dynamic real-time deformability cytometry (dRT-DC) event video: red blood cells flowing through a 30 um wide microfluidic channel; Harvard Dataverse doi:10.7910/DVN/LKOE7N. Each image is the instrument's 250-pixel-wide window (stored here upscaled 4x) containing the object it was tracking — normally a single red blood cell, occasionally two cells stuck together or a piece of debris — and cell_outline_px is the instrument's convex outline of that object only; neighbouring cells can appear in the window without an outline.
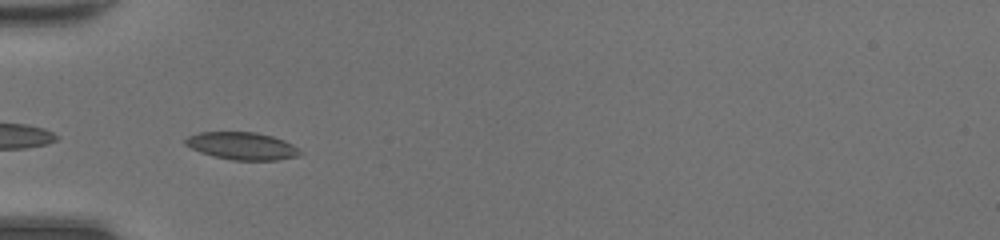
{"species": "common noctule bat (a hibernating species)", "species_latin": "Nyctalus noctula", "temperature_condition": "room temperature", "stored_images_in_passage": 29, "camera_frame_rate_fps": 3000, "um_per_image_px": 0.085, "animal": {"sex": "female", "body_mass_g": 20.0, "forearm_length_mm": 54.0}, "frame": {"image": 1, "passage_image": 5, "time_ms": 1.333, "image_size_px": [1000, 240], "cell_outline_px": [[304, 152], [300, 156], [276, 160], [232, 160], [200, 152], [184, 144], [184, 140], [188, 136], [200, 132], [256, 132], [272, 136], [284, 140], [292, 144]], "centroid_in_image_um": [20.61, 12.4], "position_along_channel_um": 64.4, "area_um2": 18.38}}
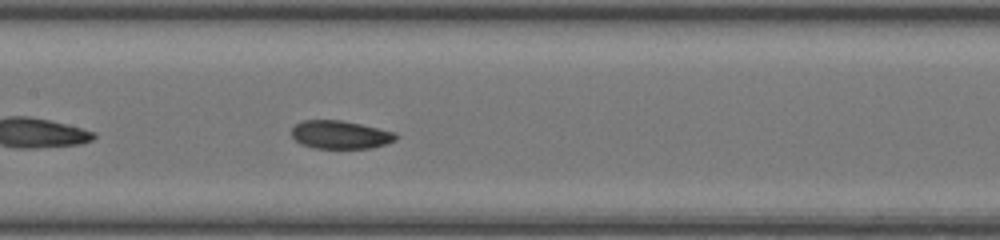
{"frame": {"image": 2, "passage_image": 13, "time_ms": 4.0, "image_size_px": [1000, 240], "cell_outline_px": [[400, 136], [396, 140], [372, 148], [312, 148], [300, 144], [292, 136], [292, 128], [296, 124], [304, 120], [340, 120], [360, 124], [396, 132]], "centroid_in_image_um": [28.94, 11.45], "position_along_channel_um": 178.5, "area_um2": 17.17}}
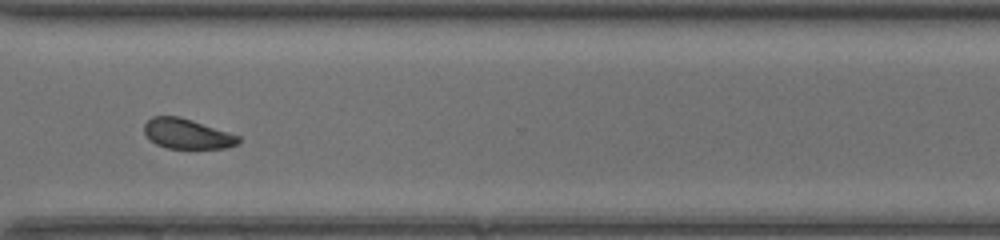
{"frame": {"image": 3, "passage_image": 25, "time_ms": 8.0, "image_size_px": [1000, 240], "cell_outline_px": [[240, 144], [224, 148], [168, 148], [156, 144], [144, 132], [144, 124], [152, 116], [180, 116], [240, 136]], "centroid_in_image_um": [15.92, 11.37], "position_along_channel_um": 354.7, "area_um2": 16.36}, "authors_computed_cell_mechanics": {"area_um2": 17.34, "velocity_mm_per_s": 4.4069, "shape_relaxation_time_tau1_ms": 2.6587, "shape_relaxation_time_tau2_ms": 3.42, "deformation_change_tau1": 0.1053, "deformation_change_tau2": 0.0846}}